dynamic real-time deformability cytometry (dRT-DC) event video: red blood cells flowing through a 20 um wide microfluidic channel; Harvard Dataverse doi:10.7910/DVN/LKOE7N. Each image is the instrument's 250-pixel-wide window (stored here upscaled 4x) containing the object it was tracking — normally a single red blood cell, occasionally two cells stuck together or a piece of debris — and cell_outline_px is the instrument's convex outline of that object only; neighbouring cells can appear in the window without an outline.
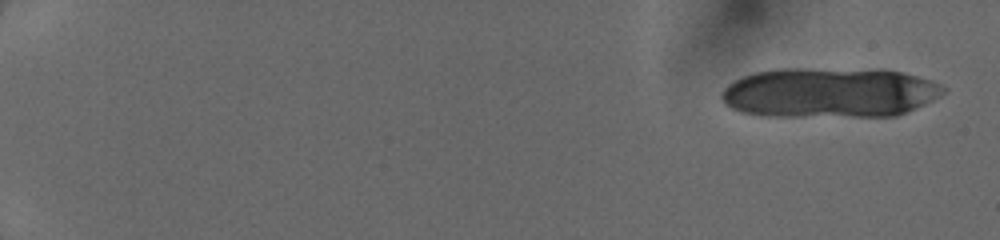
{"species": "human", "species_latin": "Homo sapiens", "temperature_condition": "cold", "stored_images_in_passage": 13, "camera_frame_rate_fps": 3000, "um_per_image_px": 0.085, "donor": {"sex": "female"}, "frame": {"image": 1, "passage_image": 1, "time_ms": 0.0, "image_size_px": [1000, 240], "cell_outline_px": [[948, 88], [940, 96], [924, 104], [896, 116], [760, 116], [740, 112], [732, 108], [720, 96], [720, 92], [728, 84], [744, 76], [756, 72], [780, 68], [880, 68], [904, 72], [940, 84]], "centroid_in_image_um": [70.52, 7.85], "position_along_channel_um": 14.5, "area_um2": 65.37}}